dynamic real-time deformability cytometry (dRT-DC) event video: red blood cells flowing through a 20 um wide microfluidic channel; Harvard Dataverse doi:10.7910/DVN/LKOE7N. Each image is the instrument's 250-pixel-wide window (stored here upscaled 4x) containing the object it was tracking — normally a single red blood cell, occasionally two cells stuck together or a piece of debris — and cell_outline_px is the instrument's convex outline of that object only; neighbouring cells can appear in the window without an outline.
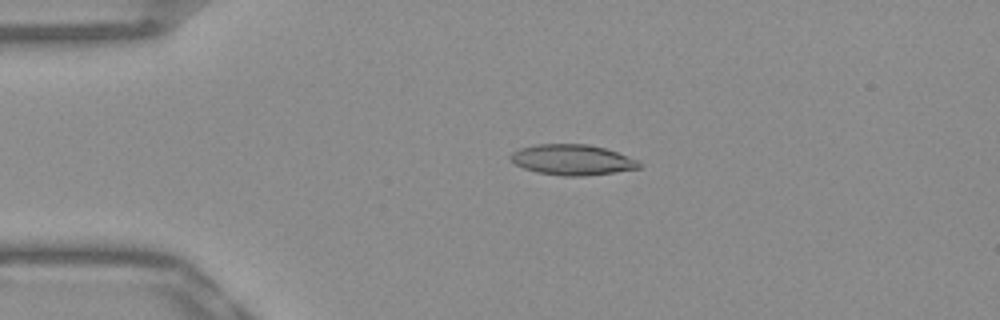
{"species": "Egyptian fruit bat (a non-hibernating species)", "species_latin": "Rousettus aegyptiacus", "temperature_condition": "warm", "stored_images_in_passage": 52, "camera_frame_rate_fps": 3000, "um_per_image_px": 0.085, "frame": {"image": 1, "passage_image": 12, "time_ms": 3.667, "image_size_px": [1000, 320], "cell_outline_px": [[640, 168], [584, 176], [564, 176], [536, 172], [524, 168], [516, 164], [508, 156], [512, 152], [520, 148], [536, 144], [588, 144], [604, 148], [616, 152], [636, 160], [640, 164]], "centroid_in_image_um": [48.59, 13.58], "position_along_channel_um": 36.4, "area_um2": 22.6}}
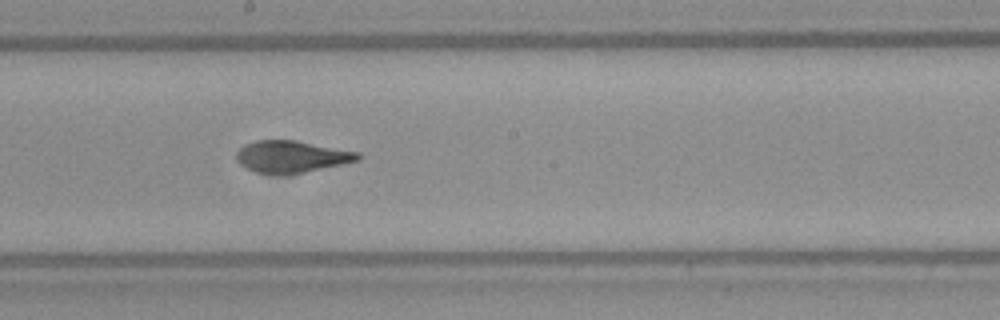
{"frame": {"image": 2, "passage_image": 29, "time_ms": 9.333, "image_size_px": [1000, 320], "cell_outline_px": [[364, 156], [360, 160], [304, 172], [256, 172], [240, 164], [236, 160], [236, 152], [244, 144], [256, 140], [296, 140], [360, 152]], "centroid_in_image_um": [24.82, 13.27], "position_along_channel_um": 223.4, "area_um2": 22.2}}
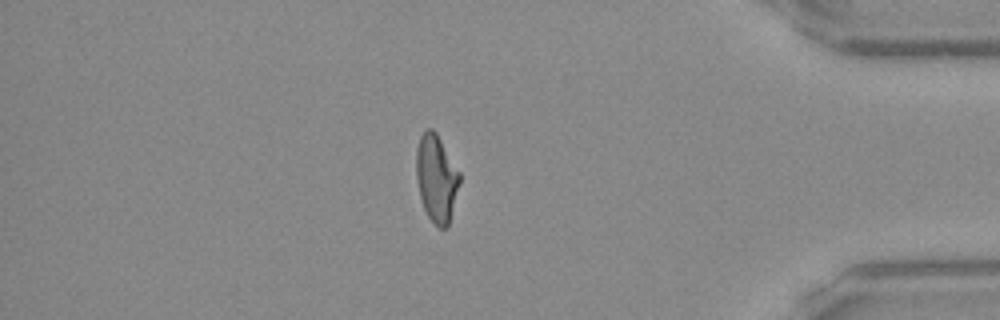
{"frame": {"image": 3, "passage_image": 45, "time_ms": 14.667, "image_size_px": [1000, 320], "cell_outline_px": [[460, 184], [448, 228], [440, 228], [428, 216], [424, 208], [420, 196], [416, 176], [416, 148], [420, 136], [424, 128], [432, 128], [436, 132], [460, 172]], "centroid_in_image_um": [37.1, 15.13], "position_along_channel_um": 398.1, "area_um2": 22.2}, "authors_computed_cell_mechanics": {"area_um2": 22.2241, "velocity_mm_per_s": 3.9273, "shape_relaxation_time_tau1_ms": null, "shape_relaxation_time_tau2_ms": 2.0629, "deformation_change_tau1": null, "deformation_change_tau2": 0.1007}}